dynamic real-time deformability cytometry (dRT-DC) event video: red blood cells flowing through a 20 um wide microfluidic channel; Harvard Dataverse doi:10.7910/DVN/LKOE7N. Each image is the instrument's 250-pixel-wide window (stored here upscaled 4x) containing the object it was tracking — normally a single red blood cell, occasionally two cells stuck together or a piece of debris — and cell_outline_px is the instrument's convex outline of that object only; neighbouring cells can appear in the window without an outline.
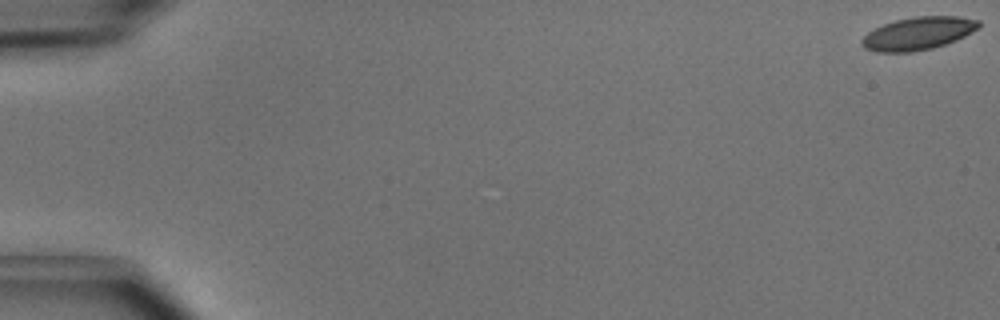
{"species": "common noctule bat (a hibernating species)", "species_latin": "Nyctalus noctula", "temperature_condition": "cold", "stored_images_in_passage": 51, "camera_frame_rate_fps": 3000, "um_per_image_px": 0.085, "animal": {"sex": "male", "body_mass_g": 15.6}, "frame": {"image": 1, "passage_image": 1, "time_ms": 0.0, "image_size_px": [1000, 320], "cell_outline_px": [[980, 28], [956, 40], [932, 48], [912, 52], [876, 52], [864, 48], [860, 44], [860, 40], [868, 32], [884, 24], [896, 20], [916, 16], [956, 16], [980, 20]], "centroid_in_image_um": [78.04, 2.84], "position_along_channel_um": 7.0, "area_um2": 22.37}}
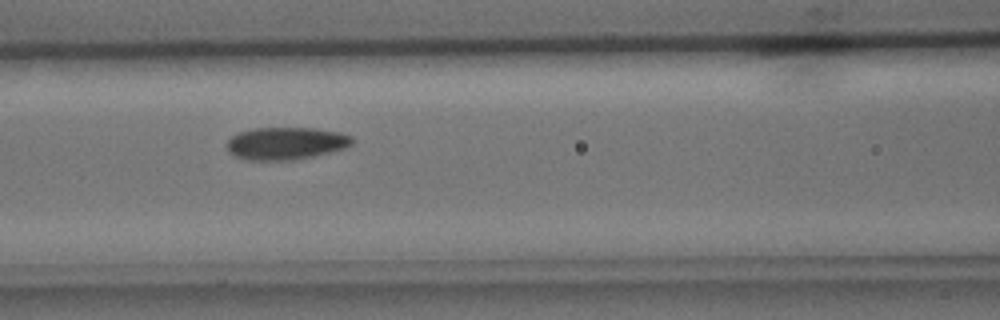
{"frame": {"image": 2, "passage_image": 23, "time_ms": 7.333, "image_size_px": [1000, 320], "cell_outline_px": [[352, 144], [344, 148], [296, 160], [248, 160], [236, 156], [228, 152], [228, 140], [232, 136], [240, 132], [256, 128], [316, 128], [340, 132], [352, 136]], "centroid_in_image_um": [24.31, 12.18], "position_along_channel_um": 142.3, "area_um2": 23.52}}
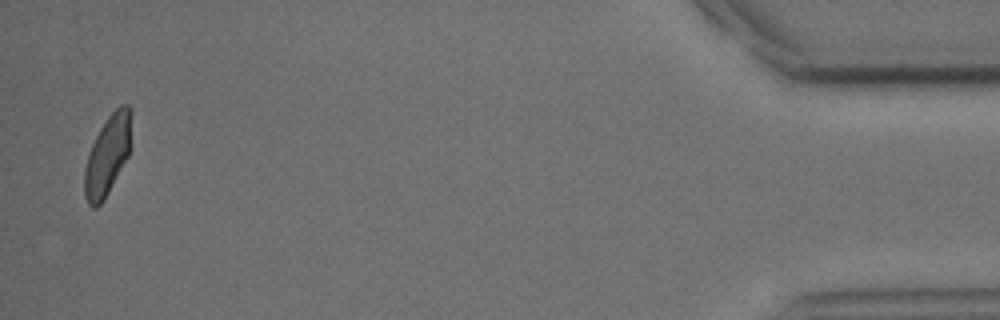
{"frame": {"image": 3, "passage_image": 50, "time_ms": 16.333, "image_size_px": [1000, 320], "cell_outline_px": [[132, 148], [128, 156], [104, 200], [96, 208], [92, 208], [88, 204], [84, 192], [84, 168], [88, 152], [100, 128], [108, 116], [120, 104], [128, 104], [132, 108]], "centroid_in_image_um": [9.18, 13.15], "position_along_channel_um": 426.0, "area_um2": 22.31}, "authors_computed_cell_mechanics": {"area_um2": 22.8888, "velocity_mm_per_s": 4.0309, "shape_relaxation_time_tau1_ms": 3.7922, "shape_relaxation_time_tau2_ms": 2.4254, "deformation_change_tau1": 0.1136, "deformation_change_tau2": 0.065}}